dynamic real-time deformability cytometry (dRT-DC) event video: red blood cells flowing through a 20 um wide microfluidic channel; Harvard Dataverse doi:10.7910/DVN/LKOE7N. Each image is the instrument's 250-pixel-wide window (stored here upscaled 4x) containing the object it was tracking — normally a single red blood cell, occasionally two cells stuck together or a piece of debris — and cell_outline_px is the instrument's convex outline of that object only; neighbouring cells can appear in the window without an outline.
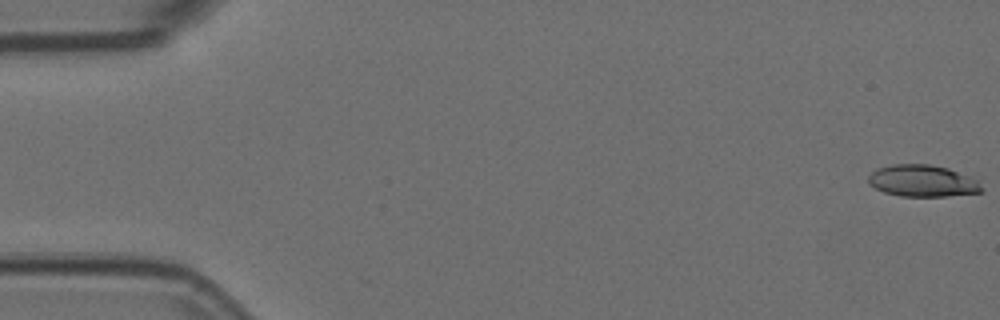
{"species": "Egyptian fruit bat (a non-hibernating species)", "species_latin": "Rousettus aegyptiacus", "temperature_condition": "room temperature", "stored_images_in_passage": 54, "camera_frame_rate_fps": 3000, "um_per_image_px": 0.085, "animal": {"sex": "female"}, "frame": {"image": 1, "passage_image": 1, "time_ms": 0.0, "image_size_px": [1000, 320], "cell_outline_px": [[984, 192], [948, 196], [900, 196], [884, 192], [868, 184], [868, 176], [876, 168], [892, 164], [928, 164], [948, 168], [980, 180], [984, 188]], "centroid_in_image_um": [78.45, 15.37], "position_along_channel_um": 6.5, "area_um2": 21.27}}
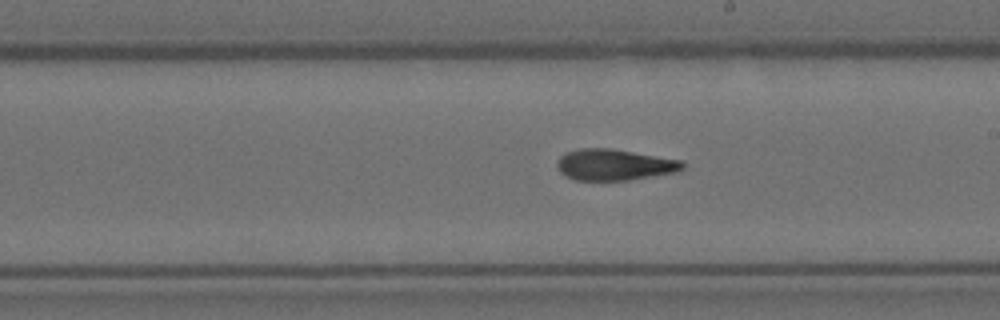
{"frame": {"image": 2, "passage_image": 31, "time_ms": 10.0, "image_size_px": [1000, 320], "cell_outline_px": [[684, 168], [676, 172], [628, 180], [576, 180], [564, 176], [560, 172], [556, 164], [560, 156], [564, 152], [580, 148], [612, 148], [684, 160]], "centroid_in_image_um": [52.22, 13.99], "position_along_channel_um": 236.8, "area_um2": 23.06}}
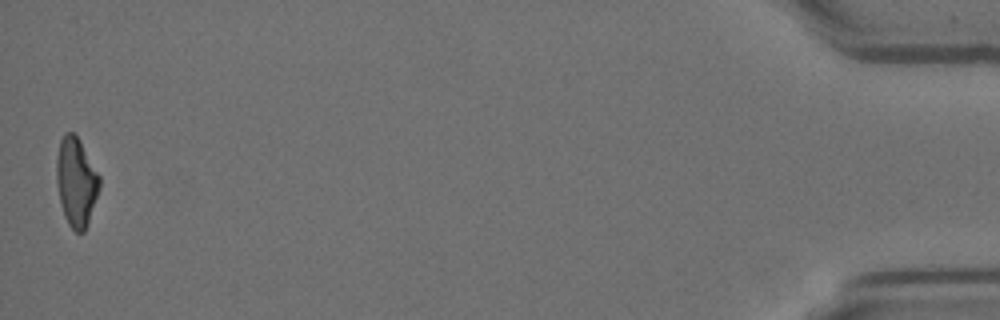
{"frame": {"image": 3, "passage_image": 54, "time_ms": 17.667, "image_size_px": [1000, 320], "cell_outline_px": [[100, 188], [88, 224], [84, 232], [76, 232], [68, 224], [64, 216], [60, 204], [56, 180], [56, 160], [60, 140], [64, 132], [72, 132], [80, 140], [100, 176]], "centroid_in_image_um": [6.47, 15.47], "position_along_channel_um": 428.7, "area_um2": 22.43}, "authors_computed_cell_mechanics": {"area_um2": 22.6576, "velocity_mm_per_s": 3.7555, "shape_relaxation_time_tau1_ms": 9.3137, "shape_relaxation_time_tau2_ms": 3.0079, "deformation_change_tau1": 0.2843, "deformation_change_tau2": 0.1246}}